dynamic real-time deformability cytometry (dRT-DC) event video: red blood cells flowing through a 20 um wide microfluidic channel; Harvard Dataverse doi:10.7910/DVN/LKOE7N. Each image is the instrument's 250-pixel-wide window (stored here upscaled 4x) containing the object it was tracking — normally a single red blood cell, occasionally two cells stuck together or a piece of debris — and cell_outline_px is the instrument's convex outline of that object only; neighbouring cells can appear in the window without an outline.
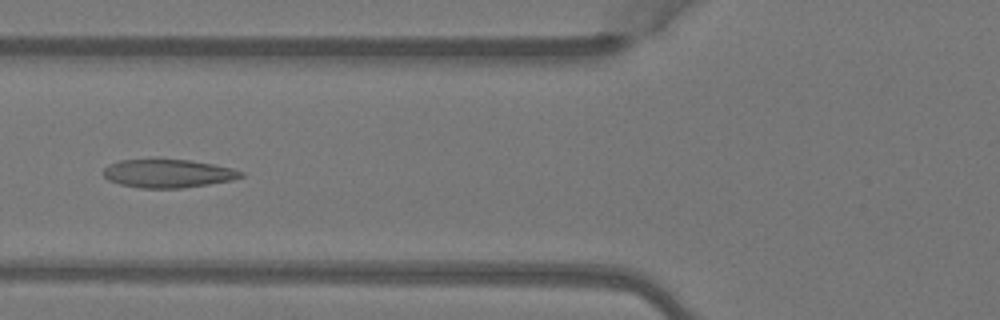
{"species": "Egyptian fruit bat (a non-hibernating species)", "species_latin": "Rousettus aegyptiacus", "temperature_condition": "warm", "stored_images_in_passage": 5, "camera_frame_rate_fps": 3000, "um_per_image_px": 0.085, "animal": {"sex": "female"}, "frame": {"image": 1, "passage_image": 4, "time_ms": 1.0, "image_size_px": [1000, 320], "cell_outline_px": [[244, 176], [232, 180], [184, 188], [140, 188], [120, 184], [108, 180], [104, 176], [104, 168], [108, 164], [120, 160], [188, 160], [212, 164], [232, 168], [244, 172]], "centroid_in_image_um": [14.28, 14.75], "position_along_channel_um": 111.5, "area_um2": 22.54}}
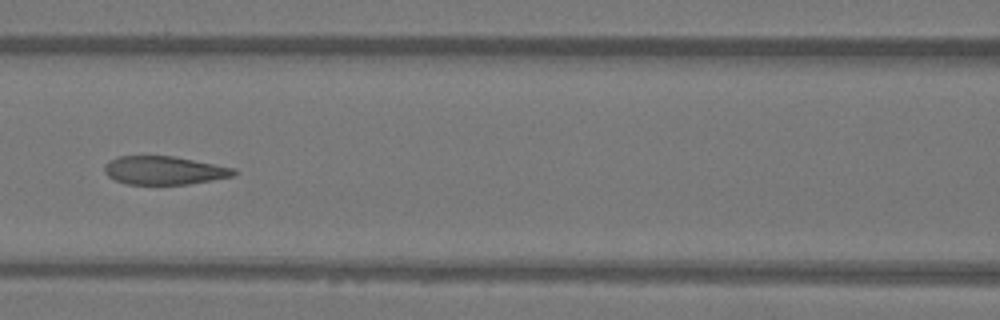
{"frame": {"image": 2, "passage_image": 5, "time_ms": 1.333, "image_size_px": [1000, 320], "cell_outline_px": [[236, 172], [232, 176], [212, 180], [188, 184], [124, 184], [108, 176], [104, 172], [104, 164], [108, 160], [116, 156], [176, 156], [236, 168]], "centroid_in_image_um": [13.92, 14.47], "position_along_channel_um": 152.7, "area_um2": 21.56}}